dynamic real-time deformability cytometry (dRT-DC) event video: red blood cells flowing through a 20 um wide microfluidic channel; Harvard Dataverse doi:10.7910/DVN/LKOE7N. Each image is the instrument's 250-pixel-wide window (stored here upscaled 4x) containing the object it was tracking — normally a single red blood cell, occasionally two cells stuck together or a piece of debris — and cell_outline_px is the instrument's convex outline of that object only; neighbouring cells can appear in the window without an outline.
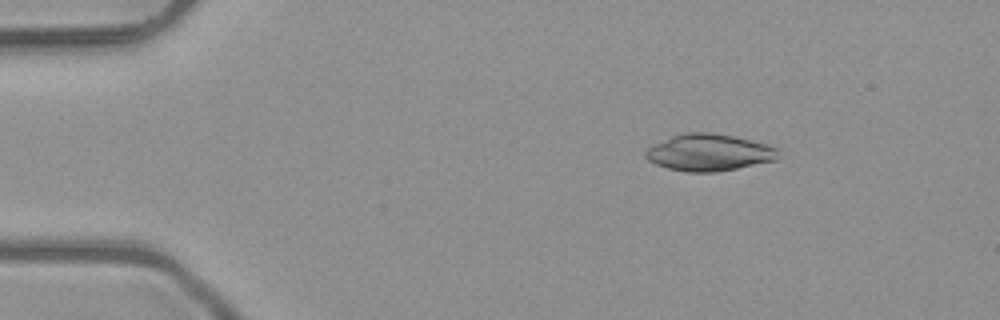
{"species": "common noctule bat (a hibernating species)", "species_latin": "Nyctalus noctula", "temperature_condition": "room temperature", "stored_images_in_passage": 4, "camera_frame_rate_fps": 3000, "um_per_image_px": 0.085, "animal": {"sex": "male", "body_mass_g": 23.1, "forearm_length_mm": 52.7}, "frame": {"image": 1, "passage_image": 2, "time_ms": 0.333, "image_size_px": [1000, 320], "cell_outline_px": [[780, 148], [776, 160], [716, 172], [688, 172], [668, 168], [656, 164], [648, 160], [644, 156], [644, 152], [652, 144], [672, 136], [688, 132], [712, 132], [752, 140], [768, 144]], "centroid_in_image_um": [60.27, 12.95], "position_along_channel_um": 24.7, "area_um2": 28.55}}